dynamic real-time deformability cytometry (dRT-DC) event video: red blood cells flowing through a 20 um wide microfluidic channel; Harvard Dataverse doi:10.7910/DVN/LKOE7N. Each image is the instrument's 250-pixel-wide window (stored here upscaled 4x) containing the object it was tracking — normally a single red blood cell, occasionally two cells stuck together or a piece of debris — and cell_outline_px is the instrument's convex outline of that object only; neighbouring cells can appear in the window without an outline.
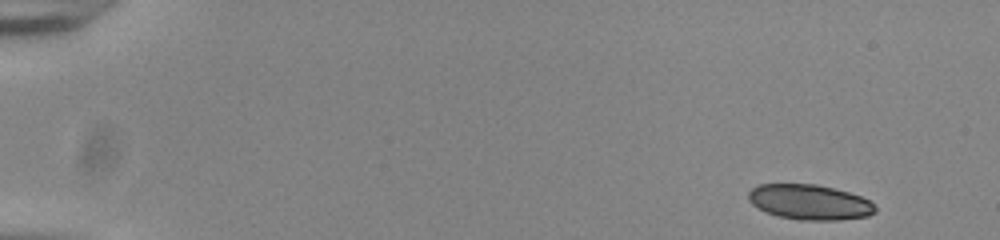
{"species": "common noctule bat (a hibernating species)", "species_latin": "Nyctalus noctula", "temperature_condition": "room temperature", "stored_images_in_passage": 54, "segment_of_instrument_passage": [1, 2], "camera_frame_rate_fps": 3000, "um_per_image_px": 0.085, "animal": {"sex": "male", "body_mass_g": 20.0, "forearm_length_mm": 53.3}, "frame": {"image": 1, "passage_image": 3, "time_ms": 0.667, "image_size_px": [1000, 240], "cell_outline_px": [[876, 212], [868, 216], [840, 220], [796, 220], [780, 216], [768, 212], [752, 204], [748, 200], [748, 192], [752, 188], [760, 184], [816, 184], [848, 192], [860, 196], [868, 200], [876, 208]], "centroid_in_image_um": [68.81, 17.18], "position_along_channel_um": 16.2, "area_um2": 25.84}}
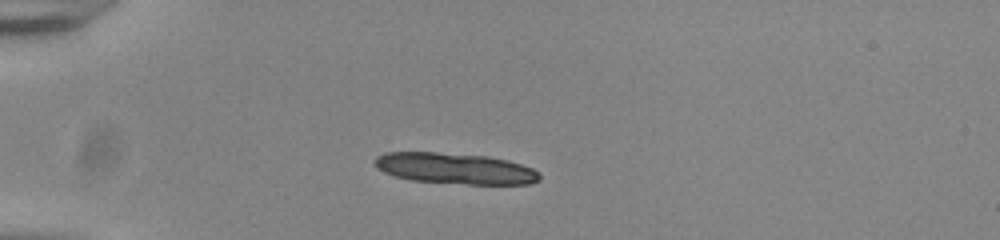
{"frame": {"image": 2, "passage_image": 14, "time_ms": 4.333, "image_size_px": [1000, 240], "cell_outline_px": [[540, 180], [532, 184], [468, 184], [412, 180], [396, 176], [384, 172], [376, 168], [372, 164], [372, 160], [376, 156], [384, 152], [436, 152], [488, 156], [508, 160], [532, 168], [540, 172]], "centroid_in_image_um": [38.66, 14.31], "position_along_channel_um": 46.3, "area_um2": 30.0}}